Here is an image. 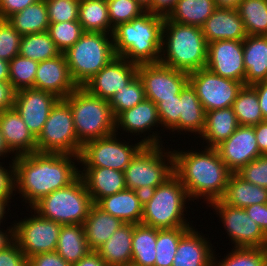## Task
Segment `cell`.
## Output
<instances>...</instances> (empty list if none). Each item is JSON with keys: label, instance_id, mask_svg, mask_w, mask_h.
Listing matches in <instances>:
<instances>
[{"label": "cell", "instance_id": "9a60e30c", "mask_svg": "<svg viewBox=\"0 0 267 266\" xmlns=\"http://www.w3.org/2000/svg\"><path fill=\"white\" fill-rule=\"evenodd\" d=\"M217 210L235 247L267 248V236L261 228L249 218L243 208L225 204L221 199L210 203Z\"/></svg>", "mask_w": 267, "mask_h": 266}, {"label": "cell", "instance_id": "d6986e66", "mask_svg": "<svg viewBox=\"0 0 267 266\" xmlns=\"http://www.w3.org/2000/svg\"><path fill=\"white\" fill-rule=\"evenodd\" d=\"M221 160L232 173L260 155L253 126L239 125L235 132L215 147Z\"/></svg>", "mask_w": 267, "mask_h": 266}, {"label": "cell", "instance_id": "74e56055", "mask_svg": "<svg viewBox=\"0 0 267 266\" xmlns=\"http://www.w3.org/2000/svg\"><path fill=\"white\" fill-rule=\"evenodd\" d=\"M232 108L239 125L254 126L264 121L256 90L244 85L233 102Z\"/></svg>", "mask_w": 267, "mask_h": 266}, {"label": "cell", "instance_id": "d6a6232c", "mask_svg": "<svg viewBox=\"0 0 267 266\" xmlns=\"http://www.w3.org/2000/svg\"><path fill=\"white\" fill-rule=\"evenodd\" d=\"M6 21H8L21 36L47 32L50 22L45 0H38L22 11L12 14Z\"/></svg>", "mask_w": 267, "mask_h": 266}, {"label": "cell", "instance_id": "7a4b0ae2", "mask_svg": "<svg viewBox=\"0 0 267 266\" xmlns=\"http://www.w3.org/2000/svg\"><path fill=\"white\" fill-rule=\"evenodd\" d=\"M174 174L185 187L190 200L205 198L207 204L220 200L232 172L221 160L215 148L206 147L202 152L172 151ZM193 198V199H192Z\"/></svg>", "mask_w": 267, "mask_h": 266}, {"label": "cell", "instance_id": "836d02e7", "mask_svg": "<svg viewBox=\"0 0 267 266\" xmlns=\"http://www.w3.org/2000/svg\"><path fill=\"white\" fill-rule=\"evenodd\" d=\"M89 251L85 231L82 224L62 225L57 241L56 252L73 265Z\"/></svg>", "mask_w": 267, "mask_h": 266}, {"label": "cell", "instance_id": "4dcf8cb0", "mask_svg": "<svg viewBox=\"0 0 267 266\" xmlns=\"http://www.w3.org/2000/svg\"><path fill=\"white\" fill-rule=\"evenodd\" d=\"M221 200L225 204L243 209L254 204H264L267 203V188L254 185L237 173H232Z\"/></svg>", "mask_w": 267, "mask_h": 266}, {"label": "cell", "instance_id": "83f0119b", "mask_svg": "<svg viewBox=\"0 0 267 266\" xmlns=\"http://www.w3.org/2000/svg\"><path fill=\"white\" fill-rule=\"evenodd\" d=\"M134 224L124 223L96 251L108 266H123L132 259Z\"/></svg>", "mask_w": 267, "mask_h": 266}, {"label": "cell", "instance_id": "f907efd6", "mask_svg": "<svg viewBox=\"0 0 267 266\" xmlns=\"http://www.w3.org/2000/svg\"><path fill=\"white\" fill-rule=\"evenodd\" d=\"M237 174L254 185L267 188V154L249 162Z\"/></svg>", "mask_w": 267, "mask_h": 266}, {"label": "cell", "instance_id": "f35d334b", "mask_svg": "<svg viewBox=\"0 0 267 266\" xmlns=\"http://www.w3.org/2000/svg\"><path fill=\"white\" fill-rule=\"evenodd\" d=\"M48 32L24 35L21 38L19 55L37 62L61 55Z\"/></svg>", "mask_w": 267, "mask_h": 266}, {"label": "cell", "instance_id": "e7e4bbea", "mask_svg": "<svg viewBox=\"0 0 267 266\" xmlns=\"http://www.w3.org/2000/svg\"><path fill=\"white\" fill-rule=\"evenodd\" d=\"M216 8L237 9L242 0H214Z\"/></svg>", "mask_w": 267, "mask_h": 266}, {"label": "cell", "instance_id": "7c38bea8", "mask_svg": "<svg viewBox=\"0 0 267 266\" xmlns=\"http://www.w3.org/2000/svg\"><path fill=\"white\" fill-rule=\"evenodd\" d=\"M37 214V215H36ZM36 215V216H35ZM13 226L14 241L27 257L56 251L62 225L35 213Z\"/></svg>", "mask_w": 267, "mask_h": 266}, {"label": "cell", "instance_id": "60d3db41", "mask_svg": "<svg viewBox=\"0 0 267 266\" xmlns=\"http://www.w3.org/2000/svg\"><path fill=\"white\" fill-rule=\"evenodd\" d=\"M190 228L157 229L154 266H172L180 238Z\"/></svg>", "mask_w": 267, "mask_h": 266}, {"label": "cell", "instance_id": "603a6c76", "mask_svg": "<svg viewBox=\"0 0 267 266\" xmlns=\"http://www.w3.org/2000/svg\"><path fill=\"white\" fill-rule=\"evenodd\" d=\"M80 173L94 204L106 196L126 189L124 172L122 171L107 167H84Z\"/></svg>", "mask_w": 267, "mask_h": 266}, {"label": "cell", "instance_id": "e575fe53", "mask_svg": "<svg viewBox=\"0 0 267 266\" xmlns=\"http://www.w3.org/2000/svg\"><path fill=\"white\" fill-rule=\"evenodd\" d=\"M215 9L214 0H177L166 17L175 23L201 28Z\"/></svg>", "mask_w": 267, "mask_h": 266}, {"label": "cell", "instance_id": "d590c367", "mask_svg": "<svg viewBox=\"0 0 267 266\" xmlns=\"http://www.w3.org/2000/svg\"><path fill=\"white\" fill-rule=\"evenodd\" d=\"M78 21L84 32L112 34L114 30L109 19L106 0H80Z\"/></svg>", "mask_w": 267, "mask_h": 266}, {"label": "cell", "instance_id": "7dc6e473", "mask_svg": "<svg viewBox=\"0 0 267 266\" xmlns=\"http://www.w3.org/2000/svg\"><path fill=\"white\" fill-rule=\"evenodd\" d=\"M80 0H45L50 23L77 21Z\"/></svg>", "mask_w": 267, "mask_h": 266}, {"label": "cell", "instance_id": "003e7915", "mask_svg": "<svg viewBox=\"0 0 267 266\" xmlns=\"http://www.w3.org/2000/svg\"><path fill=\"white\" fill-rule=\"evenodd\" d=\"M11 151L9 150L8 146L6 145L4 141V137L1 133L0 129V156L2 157L3 155L5 156L6 154L10 153Z\"/></svg>", "mask_w": 267, "mask_h": 266}, {"label": "cell", "instance_id": "6125c7cd", "mask_svg": "<svg viewBox=\"0 0 267 266\" xmlns=\"http://www.w3.org/2000/svg\"><path fill=\"white\" fill-rule=\"evenodd\" d=\"M72 266H108L97 251H89L82 259Z\"/></svg>", "mask_w": 267, "mask_h": 266}, {"label": "cell", "instance_id": "6da1fadb", "mask_svg": "<svg viewBox=\"0 0 267 266\" xmlns=\"http://www.w3.org/2000/svg\"><path fill=\"white\" fill-rule=\"evenodd\" d=\"M79 156L61 153L33 152L14 156L15 189L32 208L43 197L67 187L80 176V170L71 159Z\"/></svg>", "mask_w": 267, "mask_h": 266}, {"label": "cell", "instance_id": "2644e50d", "mask_svg": "<svg viewBox=\"0 0 267 266\" xmlns=\"http://www.w3.org/2000/svg\"><path fill=\"white\" fill-rule=\"evenodd\" d=\"M123 266H139V265H136V264H134L133 262H130V263H128V264H126V265H123Z\"/></svg>", "mask_w": 267, "mask_h": 266}, {"label": "cell", "instance_id": "ee69618b", "mask_svg": "<svg viewBox=\"0 0 267 266\" xmlns=\"http://www.w3.org/2000/svg\"><path fill=\"white\" fill-rule=\"evenodd\" d=\"M216 263L214 255L212 266H267V248L235 247L225 259Z\"/></svg>", "mask_w": 267, "mask_h": 266}, {"label": "cell", "instance_id": "a7ac6f4b", "mask_svg": "<svg viewBox=\"0 0 267 266\" xmlns=\"http://www.w3.org/2000/svg\"><path fill=\"white\" fill-rule=\"evenodd\" d=\"M11 198H0V225H1V220L3 219V216L5 217V208L8 205L7 203H9Z\"/></svg>", "mask_w": 267, "mask_h": 266}, {"label": "cell", "instance_id": "7402d4cb", "mask_svg": "<svg viewBox=\"0 0 267 266\" xmlns=\"http://www.w3.org/2000/svg\"><path fill=\"white\" fill-rule=\"evenodd\" d=\"M0 129L9 150L16 151L15 156L37 152L36 138L14 108L0 112Z\"/></svg>", "mask_w": 267, "mask_h": 266}, {"label": "cell", "instance_id": "f1b7e54d", "mask_svg": "<svg viewBox=\"0 0 267 266\" xmlns=\"http://www.w3.org/2000/svg\"><path fill=\"white\" fill-rule=\"evenodd\" d=\"M161 124L158 116L157 106L154 102L144 99L131 109L121 112L115 118V132L122 127L128 133H145L150 128ZM145 131V132H144Z\"/></svg>", "mask_w": 267, "mask_h": 266}, {"label": "cell", "instance_id": "4fadbf2b", "mask_svg": "<svg viewBox=\"0 0 267 266\" xmlns=\"http://www.w3.org/2000/svg\"><path fill=\"white\" fill-rule=\"evenodd\" d=\"M189 83L206 112L231 107L244 86L242 82L221 77L207 68L189 73Z\"/></svg>", "mask_w": 267, "mask_h": 266}, {"label": "cell", "instance_id": "2e32d148", "mask_svg": "<svg viewBox=\"0 0 267 266\" xmlns=\"http://www.w3.org/2000/svg\"><path fill=\"white\" fill-rule=\"evenodd\" d=\"M206 68L245 85L243 40H217L208 44Z\"/></svg>", "mask_w": 267, "mask_h": 266}, {"label": "cell", "instance_id": "d4e9b609", "mask_svg": "<svg viewBox=\"0 0 267 266\" xmlns=\"http://www.w3.org/2000/svg\"><path fill=\"white\" fill-rule=\"evenodd\" d=\"M213 252L206 238L191 227L180 238L172 266H212Z\"/></svg>", "mask_w": 267, "mask_h": 266}, {"label": "cell", "instance_id": "e0dca14e", "mask_svg": "<svg viewBox=\"0 0 267 266\" xmlns=\"http://www.w3.org/2000/svg\"><path fill=\"white\" fill-rule=\"evenodd\" d=\"M138 65L116 56L84 85L90 94L105 100L122 87L127 86L137 76Z\"/></svg>", "mask_w": 267, "mask_h": 266}, {"label": "cell", "instance_id": "4316f807", "mask_svg": "<svg viewBox=\"0 0 267 266\" xmlns=\"http://www.w3.org/2000/svg\"><path fill=\"white\" fill-rule=\"evenodd\" d=\"M124 222L93 204L83 223L85 237L90 250L96 251Z\"/></svg>", "mask_w": 267, "mask_h": 266}, {"label": "cell", "instance_id": "f5cc1de1", "mask_svg": "<svg viewBox=\"0 0 267 266\" xmlns=\"http://www.w3.org/2000/svg\"><path fill=\"white\" fill-rule=\"evenodd\" d=\"M27 266H72L56 251L36 254L27 259Z\"/></svg>", "mask_w": 267, "mask_h": 266}, {"label": "cell", "instance_id": "ac0fdd59", "mask_svg": "<svg viewBox=\"0 0 267 266\" xmlns=\"http://www.w3.org/2000/svg\"><path fill=\"white\" fill-rule=\"evenodd\" d=\"M55 95L36 88L16 91L13 108L37 138L50 115L53 106L59 101Z\"/></svg>", "mask_w": 267, "mask_h": 266}, {"label": "cell", "instance_id": "484cf974", "mask_svg": "<svg viewBox=\"0 0 267 266\" xmlns=\"http://www.w3.org/2000/svg\"><path fill=\"white\" fill-rule=\"evenodd\" d=\"M245 85L267 80V36L247 35L243 40Z\"/></svg>", "mask_w": 267, "mask_h": 266}, {"label": "cell", "instance_id": "8fae6325", "mask_svg": "<svg viewBox=\"0 0 267 266\" xmlns=\"http://www.w3.org/2000/svg\"><path fill=\"white\" fill-rule=\"evenodd\" d=\"M37 152L80 155L70 105L60 99L52 108L41 133L36 138Z\"/></svg>", "mask_w": 267, "mask_h": 266}, {"label": "cell", "instance_id": "7bdbcfd3", "mask_svg": "<svg viewBox=\"0 0 267 266\" xmlns=\"http://www.w3.org/2000/svg\"><path fill=\"white\" fill-rule=\"evenodd\" d=\"M145 99L144 86L137 75L127 86L122 87L109 100L114 118L121 112L131 109Z\"/></svg>", "mask_w": 267, "mask_h": 266}, {"label": "cell", "instance_id": "be15d7a7", "mask_svg": "<svg viewBox=\"0 0 267 266\" xmlns=\"http://www.w3.org/2000/svg\"><path fill=\"white\" fill-rule=\"evenodd\" d=\"M12 228L7 229V231L2 232L0 230V251L3 250L6 246H8L13 240V226H11Z\"/></svg>", "mask_w": 267, "mask_h": 266}, {"label": "cell", "instance_id": "8d00e7d4", "mask_svg": "<svg viewBox=\"0 0 267 266\" xmlns=\"http://www.w3.org/2000/svg\"><path fill=\"white\" fill-rule=\"evenodd\" d=\"M156 240V228L142 223L134 224L131 262L139 266H154Z\"/></svg>", "mask_w": 267, "mask_h": 266}, {"label": "cell", "instance_id": "5bb4252c", "mask_svg": "<svg viewBox=\"0 0 267 266\" xmlns=\"http://www.w3.org/2000/svg\"><path fill=\"white\" fill-rule=\"evenodd\" d=\"M137 75L143 83L145 98L155 104L179 95L189 82L188 73L160 62L138 65Z\"/></svg>", "mask_w": 267, "mask_h": 266}, {"label": "cell", "instance_id": "8992f818", "mask_svg": "<svg viewBox=\"0 0 267 266\" xmlns=\"http://www.w3.org/2000/svg\"><path fill=\"white\" fill-rule=\"evenodd\" d=\"M64 100L70 105L78 142L85 143L113 135L115 118L109 101L77 87Z\"/></svg>", "mask_w": 267, "mask_h": 266}, {"label": "cell", "instance_id": "6f0895ef", "mask_svg": "<svg viewBox=\"0 0 267 266\" xmlns=\"http://www.w3.org/2000/svg\"><path fill=\"white\" fill-rule=\"evenodd\" d=\"M16 90L9 81H0V112L12 109Z\"/></svg>", "mask_w": 267, "mask_h": 266}, {"label": "cell", "instance_id": "30bf717a", "mask_svg": "<svg viewBox=\"0 0 267 266\" xmlns=\"http://www.w3.org/2000/svg\"><path fill=\"white\" fill-rule=\"evenodd\" d=\"M157 135V136H156ZM113 135L89 141L82 146L79 162L84 167L112 168L124 172L126 167L145 145H161L160 136L153 131L135 146L125 144Z\"/></svg>", "mask_w": 267, "mask_h": 266}, {"label": "cell", "instance_id": "816d5d0a", "mask_svg": "<svg viewBox=\"0 0 267 266\" xmlns=\"http://www.w3.org/2000/svg\"><path fill=\"white\" fill-rule=\"evenodd\" d=\"M0 266H27V257L14 240L0 251Z\"/></svg>", "mask_w": 267, "mask_h": 266}, {"label": "cell", "instance_id": "680465c9", "mask_svg": "<svg viewBox=\"0 0 267 266\" xmlns=\"http://www.w3.org/2000/svg\"><path fill=\"white\" fill-rule=\"evenodd\" d=\"M176 2L177 0H152L151 5L146 9V11L154 14H160L165 17L174 8Z\"/></svg>", "mask_w": 267, "mask_h": 266}, {"label": "cell", "instance_id": "91938a15", "mask_svg": "<svg viewBox=\"0 0 267 266\" xmlns=\"http://www.w3.org/2000/svg\"><path fill=\"white\" fill-rule=\"evenodd\" d=\"M254 132L259 151L262 155L267 154V120L254 125Z\"/></svg>", "mask_w": 267, "mask_h": 266}, {"label": "cell", "instance_id": "ffe728a7", "mask_svg": "<svg viewBox=\"0 0 267 266\" xmlns=\"http://www.w3.org/2000/svg\"><path fill=\"white\" fill-rule=\"evenodd\" d=\"M77 87L71 77L64 53L39 62L34 88L52 93L59 99H64Z\"/></svg>", "mask_w": 267, "mask_h": 266}, {"label": "cell", "instance_id": "9c48e42d", "mask_svg": "<svg viewBox=\"0 0 267 266\" xmlns=\"http://www.w3.org/2000/svg\"><path fill=\"white\" fill-rule=\"evenodd\" d=\"M162 149L160 145H145L136 154L124 170L126 188L146 194L174 174V154Z\"/></svg>", "mask_w": 267, "mask_h": 266}, {"label": "cell", "instance_id": "bcb514c9", "mask_svg": "<svg viewBox=\"0 0 267 266\" xmlns=\"http://www.w3.org/2000/svg\"><path fill=\"white\" fill-rule=\"evenodd\" d=\"M111 26L130 22L146 12V8L136 0H106Z\"/></svg>", "mask_w": 267, "mask_h": 266}, {"label": "cell", "instance_id": "1f68e13d", "mask_svg": "<svg viewBox=\"0 0 267 266\" xmlns=\"http://www.w3.org/2000/svg\"><path fill=\"white\" fill-rule=\"evenodd\" d=\"M206 111L195 89L188 82L180 92L179 131L201 135L205 126Z\"/></svg>", "mask_w": 267, "mask_h": 266}, {"label": "cell", "instance_id": "ba28073f", "mask_svg": "<svg viewBox=\"0 0 267 266\" xmlns=\"http://www.w3.org/2000/svg\"><path fill=\"white\" fill-rule=\"evenodd\" d=\"M93 204L84 181L79 176L67 187L43 197L31 209L41 217L61 225H83Z\"/></svg>", "mask_w": 267, "mask_h": 266}, {"label": "cell", "instance_id": "89a4df30", "mask_svg": "<svg viewBox=\"0 0 267 266\" xmlns=\"http://www.w3.org/2000/svg\"><path fill=\"white\" fill-rule=\"evenodd\" d=\"M138 1L141 5H143L146 9L151 5L152 0H136Z\"/></svg>", "mask_w": 267, "mask_h": 266}, {"label": "cell", "instance_id": "c3c4849f", "mask_svg": "<svg viewBox=\"0 0 267 266\" xmlns=\"http://www.w3.org/2000/svg\"><path fill=\"white\" fill-rule=\"evenodd\" d=\"M22 36L6 20L0 19V58L10 62L19 54Z\"/></svg>", "mask_w": 267, "mask_h": 266}, {"label": "cell", "instance_id": "44dd1931", "mask_svg": "<svg viewBox=\"0 0 267 266\" xmlns=\"http://www.w3.org/2000/svg\"><path fill=\"white\" fill-rule=\"evenodd\" d=\"M201 29L207 44L217 40H244L247 37L237 9L216 8Z\"/></svg>", "mask_w": 267, "mask_h": 266}, {"label": "cell", "instance_id": "ab89813d", "mask_svg": "<svg viewBox=\"0 0 267 266\" xmlns=\"http://www.w3.org/2000/svg\"><path fill=\"white\" fill-rule=\"evenodd\" d=\"M237 11L247 35L267 36V0H242Z\"/></svg>", "mask_w": 267, "mask_h": 266}, {"label": "cell", "instance_id": "94428289", "mask_svg": "<svg viewBox=\"0 0 267 266\" xmlns=\"http://www.w3.org/2000/svg\"><path fill=\"white\" fill-rule=\"evenodd\" d=\"M257 92L259 106L264 120H267V80L260 81L251 85Z\"/></svg>", "mask_w": 267, "mask_h": 266}, {"label": "cell", "instance_id": "f546056e", "mask_svg": "<svg viewBox=\"0 0 267 266\" xmlns=\"http://www.w3.org/2000/svg\"><path fill=\"white\" fill-rule=\"evenodd\" d=\"M238 127L232 106L211 110L206 112L205 126L200 137L207 141L208 146L205 147L215 148L228 139Z\"/></svg>", "mask_w": 267, "mask_h": 266}, {"label": "cell", "instance_id": "9f6ffc18", "mask_svg": "<svg viewBox=\"0 0 267 266\" xmlns=\"http://www.w3.org/2000/svg\"><path fill=\"white\" fill-rule=\"evenodd\" d=\"M244 210L267 236V203L250 205Z\"/></svg>", "mask_w": 267, "mask_h": 266}, {"label": "cell", "instance_id": "03108f58", "mask_svg": "<svg viewBox=\"0 0 267 266\" xmlns=\"http://www.w3.org/2000/svg\"><path fill=\"white\" fill-rule=\"evenodd\" d=\"M0 81H9V62L0 58Z\"/></svg>", "mask_w": 267, "mask_h": 266}, {"label": "cell", "instance_id": "52a82bcc", "mask_svg": "<svg viewBox=\"0 0 267 266\" xmlns=\"http://www.w3.org/2000/svg\"><path fill=\"white\" fill-rule=\"evenodd\" d=\"M110 37L112 38V34L84 32L79 40L64 52L71 77L78 87H83L116 57L113 39Z\"/></svg>", "mask_w": 267, "mask_h": 266}, {"label": "cell", "instance_id": "b9f144b4", "mask_svg": "<svg viewBox=\"0 0 267 266\" xmlns=\"http://www.w3.org/2000/svg\"><path fill=\"white\" fill-rule=\"evenodd\" d=\"M39 62L17 55L9 62V82L16 91L34 88Z\"/></svg>", "mask_w": 267, "mask_h": 266}, {"label": "cell", "instance_id": "681fc988", "mask_svg": "<svg viewBox=\"0 0 267 266\" xmlns=\"http://www.w3.org/2000/svg\"><path fill=\"white\" fill-rule=\"evenodd\" d=\"M156 106L161 126L171 131L179 130L180 94L174 98L163 99Z\"/></svg>", "mask_w": 267, "mask_h": 266}, {"label": "cell", "instance_id": "f6af8a7d", "mask_svg": "<svg viewBox=\"0 0 267 266\" xmlns=\"http://www.w3.org/2000/svg\"><path fill=\"white\" fill-rule=\"evenodd\" d=\"M61 53L66 52L83 35L79 21L50 23L47 31Z\"/></svg>", "mask_w": 267, "mask_h": 266}, {"label": "cell", "instance_id": "277c9868", "mask_svg": "<svg viewBox=\"0 0 267 266\" xmlns=\"http://www.w3.org/2000/svg\"><path fill=\"white\" fill-rule=\"evenodd\" d=\"M207 50L208 44L200 27L175 23L165 16L161 64L189 74L206 68Z\"/></svg>", "mask_w": 267, "mask_h": 266}, {"label": "cell", "instance_id": "11a10c76", "mask_svg": "<svg viewBox=\"0 0 267 266\" xmlns=\"http://www.w3.org/2000/svg\"><path fill=\"white\" fill-rule=\"evenodd\" d=\"M38 0H0V19L6 20L12 14L22 11Z\"/></svg>", "mask_w": 267, "mask_h": 266}, {"label": "cell", "instance_id": "cb8c5ba5", "mask_svg": "<svg viewBox=\"0 0 267 266\" xmlns=\"http://www.w3.org/2000/svg\"><path fill=\"white\" fill-rule=\"evenodd\" d=\"M143 200L144 194L126 188L102 198L97 205L124 223L140 224L143 214Z\"/></svg>", "mask_w": 267, "mask_h": 266}, {"label": "cell", "instance_id": "3957f363", "mask_svg": "<svg viewBox=\"0 0 267 266\" xmlns=\"http://www.w3.org/2000/svg\"><path fill=\"white\" fill-rule=\"evenodd\" d=\"M164 19L146 11L115 27L112 33L115 56L137 65L160 62Z\"/></svg>", "mask_w": 267, "mask_h": 266}, {"label": "cell", "instance_id": "db71d44e", "mask_svg": "<svg viewBox=\"0 0 267 266\" xmlns=\"http://www.w3.org/2000/svg\"><path fill=\"white\" fill-rule=\"evenodd\" d=\"M11 163V170H6L0 164V198H11L13 191H16L14 162Z\"/></svg>", "mask_w": 267, "mask_h": 266}, {"label": "cell", "instance_id": "5b68a950", "mask_svg": "<svg viewBox=\"0 0 267 266\" xmlns=\"http://www.w3.org/2000/svg\"><path fill=\"white\" fill-rule=\"evenodd\" d=\"M186 199L190 200L185 187L173 174L162 185L144 194L141 223L156 229L191 228L184 217Z\"/></svg>", "mask_w": 267, "mask_h": 266}]
</instances>
